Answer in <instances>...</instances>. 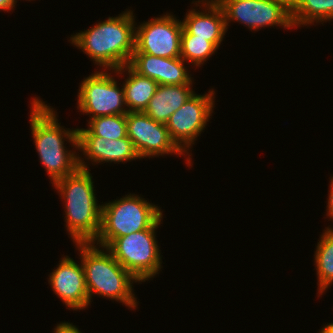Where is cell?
<instances>
[{
	"label": "cell",
	"instance_id": "1",
	"mask_svg": "<svg viewBox=\"0 0 333 333\" xmlns=\"http://www.w3.org/2000/svg\"><path fill=\"white\" fill-rule=\"evenodd\" d=\"M30 104L29 123L32 140H34L40 163L53 183L79 168V154L74 149H66L64 143L68 141L67 143H72L71 147L78 150L77 129L61 126L55 109L47 105L40 97H32Z\"/></svg>",
	"mask_w": 333,
	"mask_h": 333
},
{
	"label": "cell",
	"instance_id": "2",
	"mask_svg": "<svg viewBox=\"0 0 333 333\" xmlns=\"http://www.w3.org/2000/svg\"><path fill=\"white\" fill-rule=\"evenodd\" d=\"M79 168L52 183L63 199L65 227L73 243L94 242L101 228L102 204L96 199L89 164L78 155Z\"/></svg>",
	"mask_w": 333,
	"mask_h": 333
},
{
	"label": "cell",
	"instance_id": "3",
	"mask_svg": "<svg viewBox=\"0 0 333 333\" xmlns=\"http://www.w3.org/2000/svg\"><path fill=\"white\" fill-rule=\"evenodd\" d=\"M135 15L126 9L116 17H108L68 40L88 55L102 70H116L129 64L135 50Z\"/></svg>",
	"mask_w": 333,
	"mask_h": 333
},
{
	"label": "cell",
	"instance_id": "4",
	"mask_svg": "<svg viewBox=\"0 0 333 333\" xmlns=\"http://www.w3.org/2000/svg\"><path fill=\"white\" fill-rule=\"evenodd\" d=\"M74 244L80 252L90 305L93 296L98 295L136 310L138 302L133 284L140 282L115 260L106 247H98L93 242Z\"/></svg>",
	"mask_w": 333,
	"mask_h": 333
},
{
	"label": "cell",
	"instance_id": "5",
	"mask_svg": "<svg viewBox=\"0 0 333 333\" xmlns=\"http://www.w3.org/2000/svg\"><path fill=\"white\" fill-rule=\"evenodd\" d=\"M161 210L141 195L131 193L104 203L100 232L93 243L107 248L118 237L151 228L163 216Z\"/></svg>",
	"mask_w": 333,
	"mask_h": 333
},
{
	"label": "cell",
	"instance_id": "6",
	"mask_svg": "<svg viewBox=\"0 0 333 333\" xmlns=\"http://www.w3.org/2000/svg\"><path fill=\"white\" fill-rule=\"evenodd\" d=\"M163 216L146 230L116 238L107 249L115 260L141 284L162 271V255L156 238V230Z\"/></svg>",
	"mask_w": 333,
	"mask_h": 333
},
{
	"label": "cell",
	"instance_id": "7",
	"mask_svg": "<svg viewBox=\"0 0 333 333\" xmlns=\"http://www.w3.org/2000/svg\"><path fill=\"white\" fill-rule=\"evenodd\" d=\"M215 107V91L210 89L208 93H194L187 101L174 112L166 127L169 131L172 141L184 153L187 166L192 168V154L189 150L197 141V137L201 135L210 120V116L214 113Z\"/></svg>",
	"mask_w": 333,
	"mask_h": 333
},
{
	"label": "cell",
	"instance_id": "8",
	"mask_svg": "<svg viewBox=\"0 0 333 333\" xmlns=\"http://www.w3.org/2000/svg\"><path fill=\"white\" fill-rule=\"evenodd\" d=\"M113 72L114 70L101 69L81 81L77 95V109L89 115V120L128 113L123 85L118 86V81L111 74Z\"/></svg>",
	"mask_w": 333,
	"mask_h": 333
},
{
	"label": "cell",
	"instance_id": "9",
	"mask_svg": "<svg viewBox=\"0 0 333 333\" xmlns=\"http://www.w3.org/2000/svg\"><path fill=\"white\" fill-rule=\"evenodd\" d=\"M223 9L226 28L237 21L251 31L262 27L278 26L294 28L291 21V6L288 0H217Z\"/></svg>",
	"mask_w": 333,
	"mask_h": 333
},
{
	"label": "cell",
	"instance_id": "10",
	"mask_svg": "<svg viewBox=\"0 0 333 333\" xmlns=\"http://www.w3.org/2000/svg\"><path fill=\"white\" fill-rule=\"evenodd\" d=\"M139 24L135 27L133 53H145L162 58L180 57L183 24L175 15L167 12Z\"/></svg>",
	"mask_w": 333,
	"mask_h": 333
},
{
	"label": "cell",
	"instance_id": "11",
	"mask_svg": "<svg viewBox=\"0 0 333 333\" xmlns=\"http://www.w3.org/2000/svg\"><path fill=\"white\" fill-rule=\"evenodd\" d=\"M126 130L141 159L185 155L172 141L166 124L156 122L144 112H128Z\"/></svg>",
	"mask_w": 333,
	"mask_h": 333
},
{
	"label": "cell",
	"instance_id": "12",
	"mask_svg": "<svg viewBox=\"0 0 333 333\" xmlns=\"http://www.w3.org/2000/svg\"><path fill=\"white\" fill-rule=\"evenodd\" d=\"M57 268L49 274L48 283L62 303L73 311L85 310L90 305L82 263L62 256Z\"/></svg>",
	"mask_w": 333,
	"mask_h": 333
},
{
	"label": "cell",
	"instance_id": "13",
	"mask_svg": "<svg viewBox=\"0 0 333 333\" xmlns=\"http://www.w3.org/2000/svg\"><path fill=\"white\" fill-rule=\"evenodd\" d=\"M78 151L82 152L85 160L92 165L103 163H125L141 159L135 145L127 136L121 139H107L94 135L88 128H76Z\"/></svg>",
	"mask_w": 333,
	"mask_h": 333
},
{
	"label": "cell",
	"instance_id": "14",
	"mask_svg": "<svg viewBox=\"0 0 333 333\" xmlns=\"http://www.w3.org/2000/svg\"><path fill=\"white\" fill-rule=\"evenodd\" d=\"M181 57L162 58L145 53H133L129 66L138 74L159 85L193 84L194 80Z\"/></svg>",
	"mask_w": 333,
	"mask_h": 333
},
{
	"label": "cell",
	"instance_id": "15",
	"mask_svg": "<svg viewBox=\"0 0 333 333\" xmlns=\"http://www.w3.org/2000/svg\"><path fill=\"white\" fill-rule=\"evenodd\" d=\"M196 8L189 9L182 20L183 27L195 38L206 39L218 49L228 31L222 7L216 1H192Z\"/></svg>",
	"mask_w": 333,
	"mask_h": 333
},
{
	"label": "cell",
	"instance_id": "16",
	"mask_svg": "<svg viewBox=\"0 0 333 333\" xmlns=\"http://www.w3.org/2000/svg\"><path fill=\"white\" fill-rule=\"evenodd\" d=\"M192 87L193 84L158 85L144 113L156 122L166 124L170 116L195 93Z\"/></svg>",
	"mask_w": 333,
	"mask_h": 333
},
{
	"label": "cell",
	"instance_id": "17",
	"mask_svg": "<svg viewBox=\"0 0 333 333\" xmlns=\"http://www.w3.org/2000/svg\"><path fill=\"white\" fill-rule=\"evenodd\" d=\"M124 72L128 75L122 83L128 112H144L159 84L151 78L138 74L128 64L114 70L118 77L124 75Z\"/></svg>",
	"mask_w": 333,
	"mask_h": 333
},
{
	"label": "cell",
	"instance_id": "18",
	"mask_svg": "<svg viewBox=\"0 0 333 333\" xmlns=\"http://www.w3.org/2000/svg\"><path fill=\"white\" fill-rule=\"evenodd\" d=\"M290 6L294 28L333 20V0H295Z\"/></svg>",
	"mask_w": 333,
	"mask_h": 333
},
{
	"label": "cell",
	"instance_id": "19",
	"mask_svg": "<svg viewBox=\"0 0 333 333\" xmlns=\"http://www.w3.org/2000/svg\"><path fill=\"white\" fill-rule=\"evenodd\" d=\"M326 229V230H325ZM314 252L318 297L333 285V228L325 227Z\"/></svg>",
	"mask_w": 333,
	"mask_h": 333
},
{
	"label": "cell",
	"instance_id": "20",
	"mask_svg": "<svg viewBox=\"0 0 333 333\" xmlns=\"http://www.w3.org/2000/svg\"><path fill=\"white\" fill-rule=\"evenodd\" d=\"M217 47L210 41L195 38L184 27L181 36L180 57L196 68L201 67L217 51Z\"/></svg>",
	"mask_w": 333,
	"mask_h": 333
},
{
	"label": "cell",
	"instance_id": "21",
	"mask_svg": "<svg viewBox=\"0 0 333 333\" xmlns=\"http://www.w3.org/2000/svg\"><path fill=\"white\" fill-rule=\"evenodd\" d=\"M87 121V128L96 136L110 140L127 137L126 114L95 117Z\"/></svg>",
	"mask_w": 333,
	"mask_h": 333
},
{
	"label": "cell",
	"instance_id": "22",
	"mask_svg": "<svg viewBox=\"0 0 333 333\" xmlns=\"http://www.w3.org/2000/svg\"><path fill=\"white\" fill-rule=\"evenodd\" d=\"M53 333H82L76 325L70 322H60L54 328Z\"/></svg>",
	"mask_w": 333,
	"mask_h": 333
},
{
	"label": "cell",
	"instance_id": "23",
	"mask_svg": "<svg viewBox=\"0 0 333 333\" xmlns=\"http://www.w3.org/2000/svg\"><path fill=\"white\" fill-rule=\"evenodd\" d=\"M330 181H331L329 184L330 188L328 190L329 194H328V198H327L328 205L326 206V208H327L326 216L333 221V176L330 178Z\"/></svg>",
	"mask_w": 333,
	"mask_h": 333
},
{
	"label": "cell",
	"instance_id": "24",
	"mask_svg": "<svg viewBox=\"0 0 333 333\" xmlns=\"http://www.w3.org/2000/svg\"><path fill=\"white\" fill-rule=\"evenodd\" d=\"M17 2V0H0V11L9 12L13 10Z\"/></svg>",
	"mask_w": 333,
	"mask_h": 333
},
{
	"label": "cell",
	"instance_id": "25",
	"mask_svg": "<svg viewBox=\"0 0 333 333\" xmlns=\"http://www.w3.org/2000/svg\"><path fill=\"white\" fill-rule=\"evenodd\" d=\"M318 333H333V323H327Z\"/></svg>",
	"mask_w": 333,
	"mask_h": 333
},
{
	"label": "cell",
	"instance_id": "26",
	"mask_svg": "<svg viewBox=\"0 0 333 333\" xmlns=\"http://www.w3.org/2000/svg\"><path fill=\"white\" fill-rule=\"evenodd\" d=\"M295 0H288L289 4L291 5Z\"/></svg>",
	"mask_w": 333,
	"mask_h": 333
}]
</instances>
